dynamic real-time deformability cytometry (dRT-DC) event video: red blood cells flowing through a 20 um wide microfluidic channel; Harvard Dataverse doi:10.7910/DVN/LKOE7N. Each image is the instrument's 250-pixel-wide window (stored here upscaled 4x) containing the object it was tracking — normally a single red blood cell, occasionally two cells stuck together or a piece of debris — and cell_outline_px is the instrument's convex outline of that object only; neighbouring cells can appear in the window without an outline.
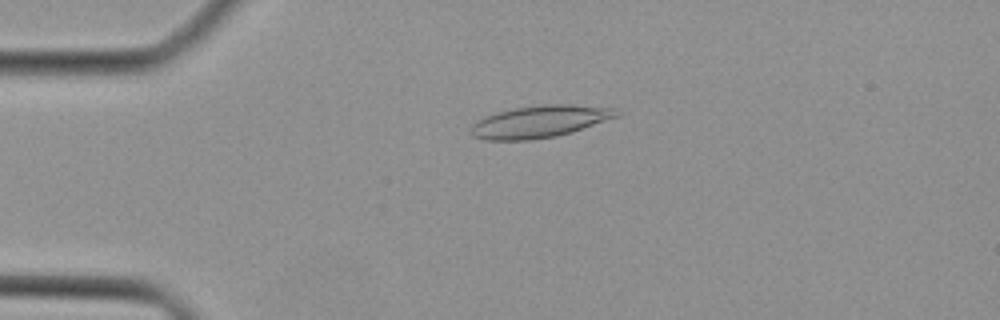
{"species": "Egyptian fruit bat (a non-hibernating species)", "species_latin": "Rousettus aegyptiacus", "temperature_condition": "cold", "stored_images_in_passage": 37, "camera_frame_rate_fps": 3000, "um_per_image_px": 0.085, "animal": {"sex": "female"}, "frame": {"image": 1, "passage_image": 4, "time_ms": 1.0, "image_size_px": [1000, 320], "cell_outline_px": [[620, 116], [572, 132], [556, 136], [532, 140], [484, 140], [472, 136], [472, 124], [476, 120], [484, 116], [496, 112], [512, 108], [544, 104], [572, 104], [616, 108], [620, 112]], "centroid_in_image_um": [45.89, 10.32], "position_along_channel_um": 39.1, "area_um2": 27.57}}
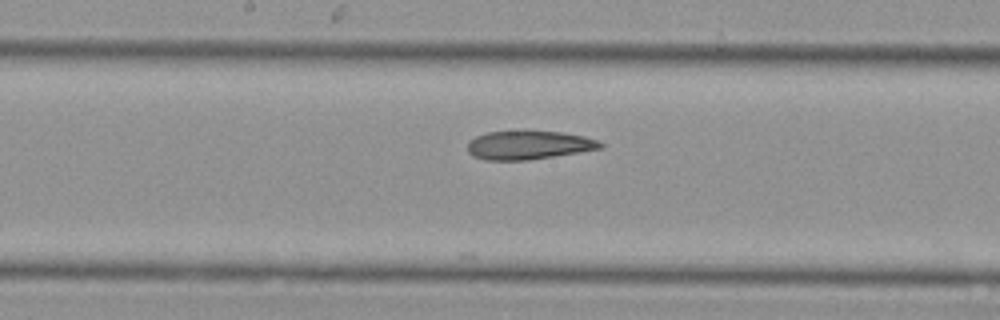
{"frame": {"image": 2, "passage_image": 17, "time_ms": 5.333, "image_size_px": [1000, 320], "cell_outline_px": [[604, 148], [528, 160], [484, 160], [472, 156], [468, 152], [468, 140], [476, 136], [488, 132], [560, 132], [584, 136], [596, 140], [604, 144]], "centroid_in_image_um": [44.92, 12.35], "position_along_channel_um": 203.3, "area_um2": 21.91}}
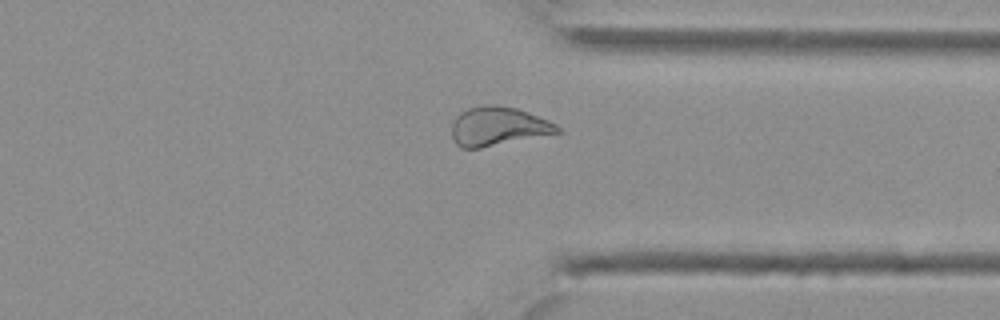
{"frame": {"image": 3, "passage_image": 28, "time_ms": 9.0, "image_size_px": [1000, 320], "cell_outline_px": [[560, 132], [480, 148], [460, 148], [456, 144], [452, 136], [452, 124], [456, 116], [460, 112], [468, 108], [484, 104], [496, 104], [516, 108], [528, 112], [548, 120], [556, 124], [560, 128]], "centroid_in_image_um": [42.3, 10.72], "position_along_channel_um": 369.1, "area_um2": 23.87}}